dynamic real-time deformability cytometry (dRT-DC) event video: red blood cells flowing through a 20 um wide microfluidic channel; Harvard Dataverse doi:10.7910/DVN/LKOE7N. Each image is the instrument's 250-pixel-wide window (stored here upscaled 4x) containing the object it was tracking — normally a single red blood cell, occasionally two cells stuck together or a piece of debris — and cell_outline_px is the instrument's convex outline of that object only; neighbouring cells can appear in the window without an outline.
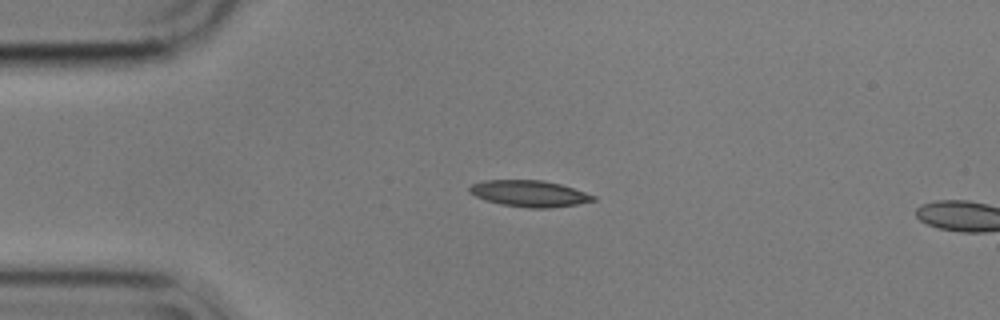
{"species": "common noctule bat (a hibernating species)", "species_latin": "Nyctalus noctula", "temperature_condition": "cold", "stored_images_in_passage": 3, "camera_frame_rate_fps": 3000, "um_per_image_px": 0.085, "animal": {"sex": "male", "body_mass_g": 17.9}, "frame": {"image": 1, "passage_image": 1, "time_ms": 0.0, "image_size_px": [1000, 320], "cell_outline_px": [[596, 200], [576, 204], [548, 208], [528, 208], [500, 204], [484, 200], [468, 192], [468, 188], [472, 184], [484, 180], [544, 180], [560, 184], [596, 196]], "centroid_in_image_um": [44.95, 16.45], "position_along_channel_um": 40.0, "area_um2": 18.96}}